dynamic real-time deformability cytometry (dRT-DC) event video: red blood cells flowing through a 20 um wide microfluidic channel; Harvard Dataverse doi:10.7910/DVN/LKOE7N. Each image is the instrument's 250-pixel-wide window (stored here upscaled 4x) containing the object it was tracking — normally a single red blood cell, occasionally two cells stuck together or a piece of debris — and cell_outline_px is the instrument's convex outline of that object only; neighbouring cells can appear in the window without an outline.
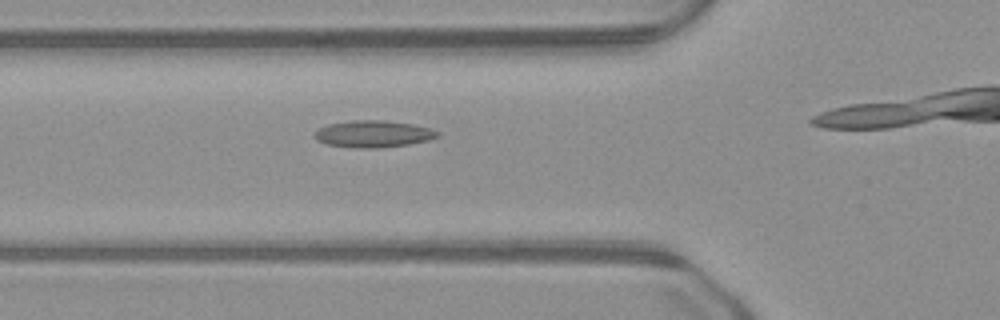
{"species": "common noctule bat (a hibernating species)", "species_latin": "Nyctalus noctula", "temperature_condition": "warm", "stored_images_in_passage": 11, "camera_frame_rate_fps": 3000, "um_per_image_px": 0.085, "animal": {"sex": "male", "body_mass_g": 23.1, "forearm_length_mm": 52.7}, "frame": {"image": 1, "passage_image": 7, "time_ms": 2.0, "image_size_px": [1000, 320], "cell_outline_px": [[440, 136], [428, 140], [408, 144], [380, 148], [356, 148], [328, 144], [316, 140], [312, 136], [320, 128], [328, 124], [352, 120], [384, 120], [412, 124], [428, 128], [440, 132]], "centroid_in_image_um": [31.72, 11.38], "position_along_channel_um": 94.1, "area_um2": 19.19}}
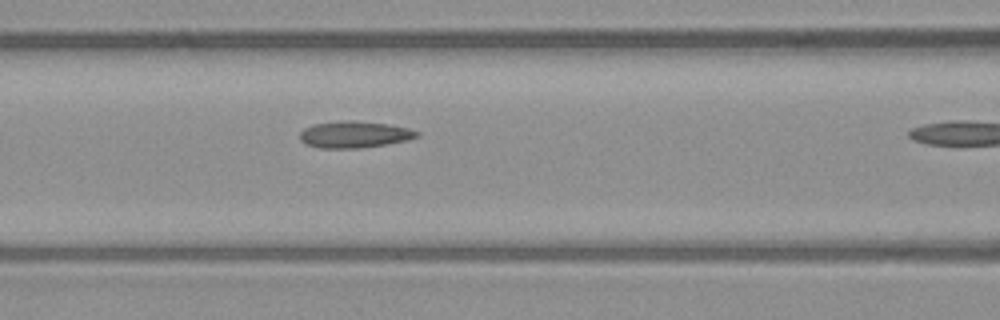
{"frame": {"image": 2, "passage_image": 10, "time_ms": 3.0, "image_size_px": [1000, 320], "cell_outline_px": [[420, 136], [408, 140], [360, 148], [320, 148], [304, 144], [300, 140], [300, 132], [304, 128], [312, 124], [348, 120], [352, 120], [388, 124], [408, 128], [420, 132]], "centroid_in_image_um": [30.11, 11.43], "position_along_channel_um": 136.5, "area_um2": 18.21}}